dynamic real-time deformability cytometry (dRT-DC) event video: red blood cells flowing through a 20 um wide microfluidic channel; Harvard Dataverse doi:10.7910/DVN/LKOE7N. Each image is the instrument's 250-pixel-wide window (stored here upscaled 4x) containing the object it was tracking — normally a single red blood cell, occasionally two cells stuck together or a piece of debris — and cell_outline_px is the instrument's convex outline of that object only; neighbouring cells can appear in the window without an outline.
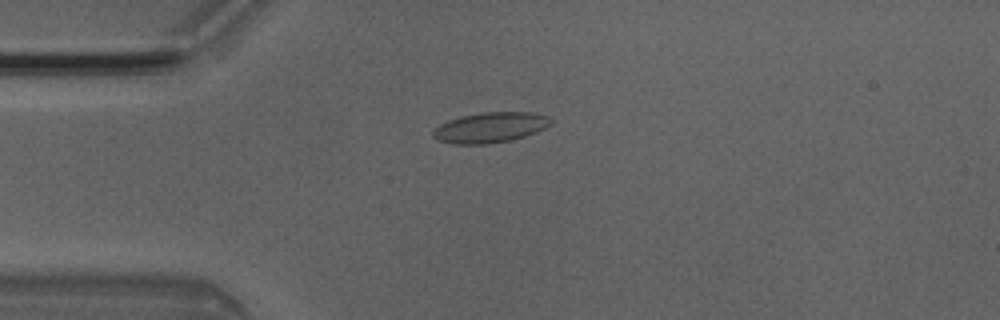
{"species": "Egyptian fruit bat (a non-hibernating species)", "species_latin": "Rousettus aegyptiacus", "temperature_condition": "room temperature", "stored_images_in_passage": 6, "camera_frame_rate_fps": 3000, "um_per_image_px": 0.085, "animal": {"sex": "male"}, "frame": {"image": 1, "passage_image": 4, "time_ms": 1.0, "image_size_px": [1000, 320], "cell_outline_px": [[552, 124], [536, 132], [512, 140], [488, 144], [452, 144], [436, 140], [432, 136], [432, 132], [440, 124], [448, 120], [460, 116], [480, 112], [536, 112], [552, 116]], "centroid_in_image_um": [41.69, 10.83], "position_along_channel_um": 43.3, "area_um2": 21.21}}